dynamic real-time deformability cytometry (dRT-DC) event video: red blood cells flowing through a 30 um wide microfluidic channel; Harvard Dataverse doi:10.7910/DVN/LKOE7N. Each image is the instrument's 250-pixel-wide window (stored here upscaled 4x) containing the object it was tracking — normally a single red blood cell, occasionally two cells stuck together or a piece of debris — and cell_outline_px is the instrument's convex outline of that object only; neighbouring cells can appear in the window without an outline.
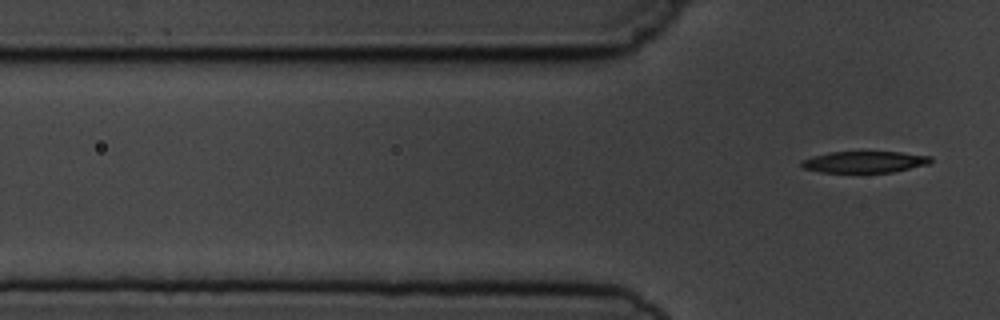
{"species": "common noctule bat (a hibernating species)", "species_latin": "Nyctalus noctula", "temperature_condition": "cold", "stored_images_in_passage": 5, "camera_frame_rate_fps": 3000, "um_per_image_px": 0.085, "animal": {"sex": "male", "body_mass_g": 19.5, "forearm_length_mm": 54.6}, "frame": {"image": 1, "passage_image": 5, "time_ms": 4.667, "image_size_px": [1000, 320], "cell_outline_px": [[932, 160], [928, 164], [892, 172], [820, 172], [804, 168], [800, 164], [800, 160], [812, 156], [828, 152], [900, 152], [932, 156]], "centroid_in_image_um": [73.46, 13.76], "position_along_channel_um": 52.3, "area_um2": 16.13}}